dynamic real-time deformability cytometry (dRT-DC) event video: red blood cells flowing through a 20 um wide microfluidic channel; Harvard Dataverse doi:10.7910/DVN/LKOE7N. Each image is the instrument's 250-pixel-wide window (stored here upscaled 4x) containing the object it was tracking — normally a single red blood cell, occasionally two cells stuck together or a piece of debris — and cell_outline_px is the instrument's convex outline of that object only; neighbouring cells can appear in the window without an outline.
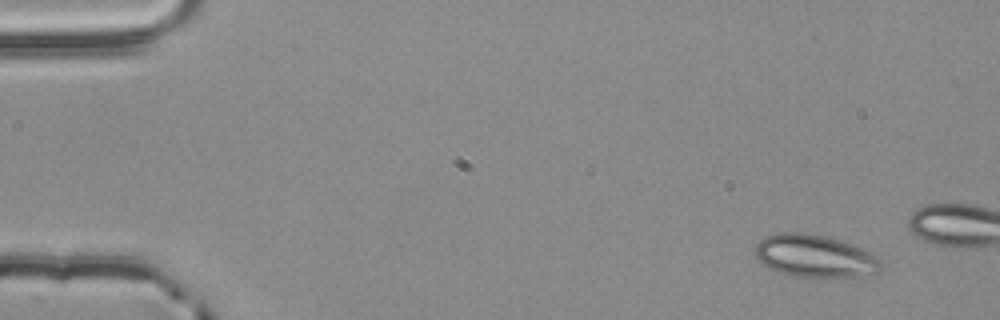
{"species": "common noctule bat (a hibernating species)", "species_latin": "Nyctalus noctula", "temperature_condition": "room temperature", "stored_images_in_passage": 4, "camera_frame_rate_fps": 3000, "um_per_image_px": 0.085, "animal": {"sex": "male", "body_mass_g": 20.4}, "frame": {"image": 1, "passage_image": 1, "time_ms": 0.0, "image_size_px": [1000, 320], "cell_outline_px": [[884, 268], [880, 272], [852, 276], [792, 276], [780, 272], [764, 264], [756, 256], [756, 244], [760, 240], [768, 236], [780, 232], [800, 232], [824, 236], [840, 240], [872, 252], [884, 264]], "centroid_in_image_um": [69.31, 21.75], "position_along_channel_um": 15.7, "area_um2": 30.75}}